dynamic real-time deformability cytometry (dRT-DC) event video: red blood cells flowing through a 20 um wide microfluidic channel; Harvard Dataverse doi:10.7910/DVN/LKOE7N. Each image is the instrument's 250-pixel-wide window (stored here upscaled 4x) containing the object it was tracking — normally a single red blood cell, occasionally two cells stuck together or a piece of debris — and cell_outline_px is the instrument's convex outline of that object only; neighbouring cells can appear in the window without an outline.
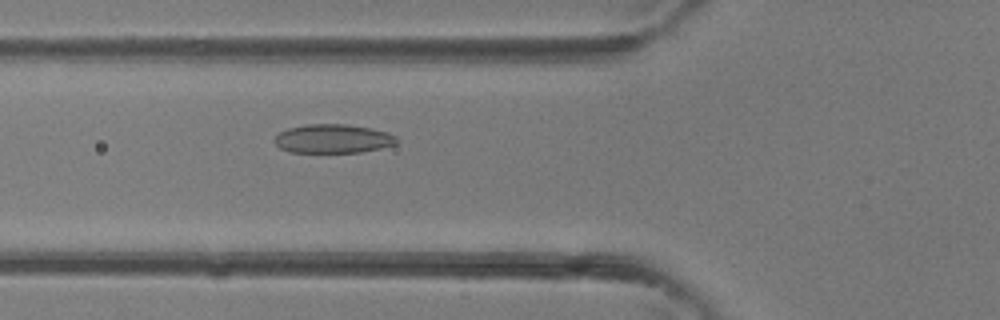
{"species": "common noctule bat (a hibernating species)", "species_latin": "Nyctalus noctula", "temperature_condition": "room temperature", "stored_images_in_passage": 41, "camera_frame_rate_fps": 3000, "um_per_image_px": 0.085, "animal": {"sex": "female"}, "frame": {"image": 1, "passage_image": 15, "time_ms": 4.667, "image_size_px": [1000, 320], "cell_outline_px": [[396, 144], [380, 148], [360, 152], [288, 152], [280, 148], [272, 140], [280, 132], [288, 128], [308, 124], [348, 124], [372, 128], [388, 132], [396, 136]], "centroid_in_image_um": [28.29, 11.78], "position_along_channel_um": 97.5, "area_um2": 20.58}}
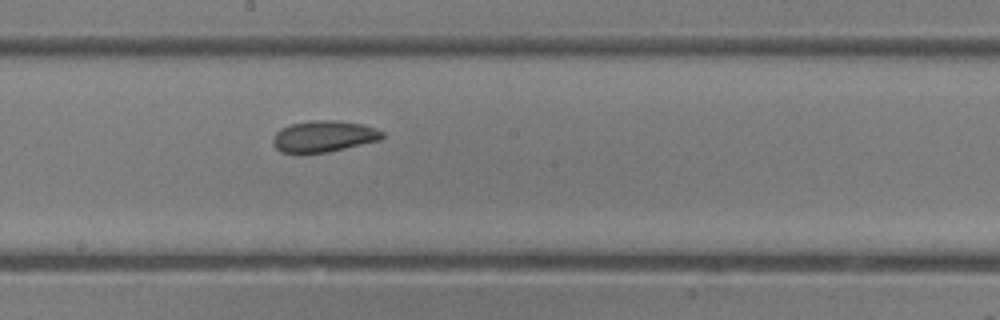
{"frame": {"image": 2, "passage_image": 22, "time_ms": 7.0, "image_size_px": [1000, 320], "cell_outline_px": [[384, 136], [380, 140], [328, 152], [280, 152], [272, 144], [272, 140], [276, 132], [280, 128], [292, 124], [312, 120], [336, 120], [360, 124], [384, 132]], "centroid_in_image_um": [27.49, 11.58], "position_along_channel_um": 220.7, "area_um2": 19.71}}
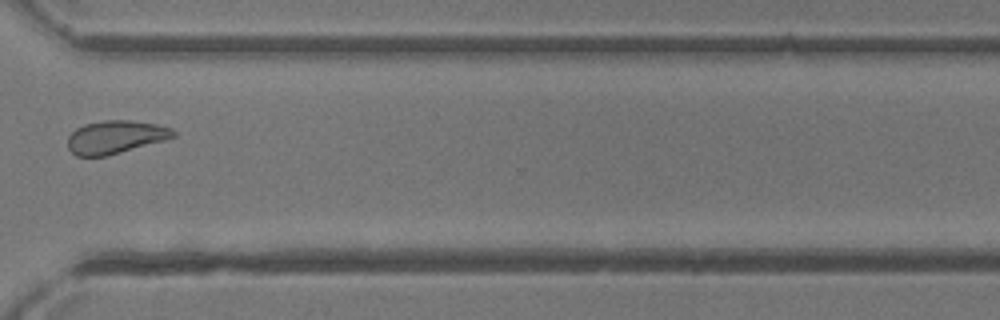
{"frame": {"image": 3, "passage_image": 30, "time_ms": 9.667, "image_size_px": [1000, 320], "cell_outline_px": [[176, 136], [164, 140], [120, 152], [104, 156], [76, 156], [68, 148], [68, 136], [76, 128], [84, 124], [104, 120], [132, 120], [156, 124], [172, 128], [176, 132]], "centroid_in_image_um": [9.81, 11.63], "position_along_channel_um": 360.8, "area_um2": 20.23}}